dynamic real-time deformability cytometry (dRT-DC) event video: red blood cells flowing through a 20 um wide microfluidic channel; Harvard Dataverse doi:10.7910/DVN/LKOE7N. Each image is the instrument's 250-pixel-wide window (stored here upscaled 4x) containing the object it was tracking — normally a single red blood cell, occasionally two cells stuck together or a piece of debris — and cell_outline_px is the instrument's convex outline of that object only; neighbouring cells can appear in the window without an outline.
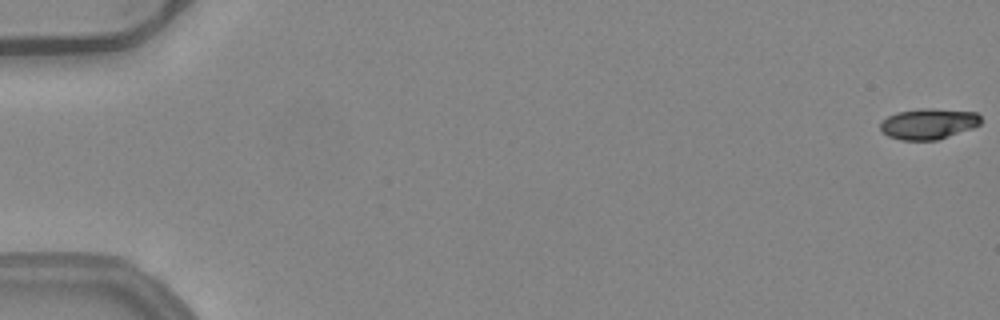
{"species": "common noctule bat (a hibernating species)", "species_latin": "Nyctalus noctula", "temperature_condition": "warm", "stored_images_in_passage": 53, "camera_frame_rate_fps": 3000, "um_per_image_px": 0.085, "animal": {"sex": "female", "body_mass_g": 24.6, "forearm_length_mm": 56.2}, "frame": {"image": 1, "passage_image": 1, "time_ms": 0.0, "image_size_px": [1000, 320], "cell_outline_px": [[980, 124], [972, 128], [936, 140], [900, 140], [888, 136], [880, 128], [880, 120], [896, 112], [920, 108], [932, 108], [976, 112], [980, 116]], "centroid_in_image_um": [78.88, 10.51], "position_along_channel_um": 6.1, "area_um2": 18.03}}
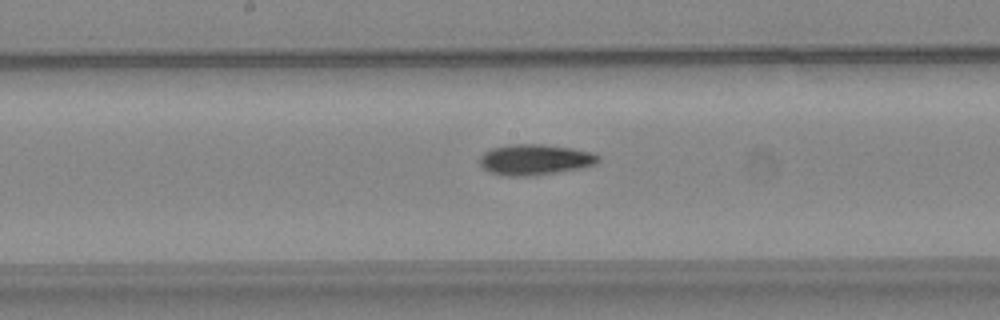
{"frame": {"image": 2, "passage_image": 29, "time_ms": 9.333, "image_size_px": [1000, 320], "cell_outline_px": [[600, 160], [596, 164], [584, 168], [536, 176], [508, 176], [488, 172], [480, 164], [480, 156], [484, 152], [492, 148], [512, 144], [544, 144], [572, 148], [592, 152], [600, 156]], "centroid_in_image_um": [45.51, 13.58], "position_along_channel_um": 202.7, "area_um2": 21.56}}
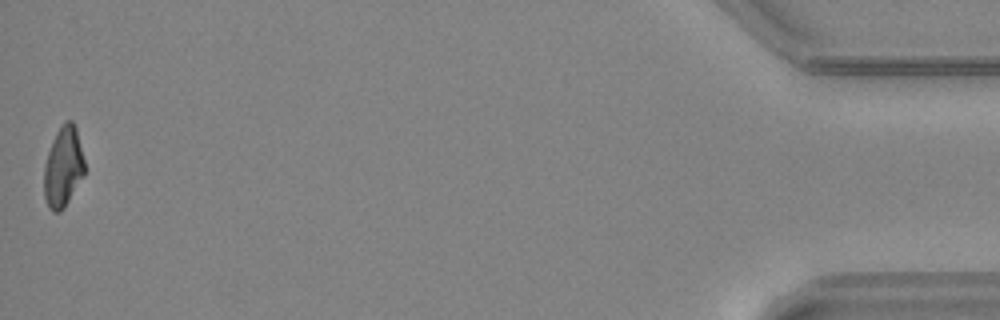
{"frame": {"image": 3, "passage_image": 53, "time_ms": 17.333, "image_size_px": [1000, 320], "cell_outline_px": [[84, 176], [64, 208], [60, 212], [52, 212], [48, 208], [44, 196], [44, 164], [52, 140], [56, 132], [64, 120], [72, 120], [76, 128], [84, 160]], "centroid_in_image_um": [5.36, 14.2], "position_along_channel_um": 429.8, "area_um2": 19.13}, "authors_computed_cell_mechanics": {"area_um2": 19.7098, "velocity_mm_per_s": 4.0074, "shape_relaxation_time_tau1_ms": null, "shape_relaxation_time_tau2_ms": 4.5756, "deformation_change_tau1": null, "deformation_change_tau2": 0.1186}}